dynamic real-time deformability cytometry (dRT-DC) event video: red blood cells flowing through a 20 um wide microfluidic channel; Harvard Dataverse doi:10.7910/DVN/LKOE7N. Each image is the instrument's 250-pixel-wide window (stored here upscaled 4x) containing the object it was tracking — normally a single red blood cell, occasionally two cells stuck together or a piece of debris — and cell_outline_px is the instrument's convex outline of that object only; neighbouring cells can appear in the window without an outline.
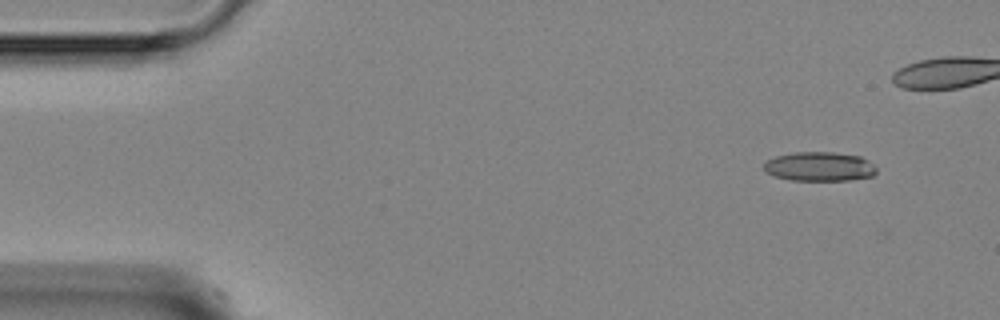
{"species": "Egyptian fruit bat (a non-hibernating species)", "species_latin": "Rousettus aegyptiacus", "temperature_condition": "room temperature", "stored_images_in_passage": 9, "camera_frame_rate_fps": 3000, "um_per_image_px": 0.085, "animal": {"sex": "female"}, "frame": {"image": 1, "passage_image": 1, "time_ms": 0.0, "image_size_px": [1000, 320], "cell_outline_px": [[876, 172], [872, 176], [848, 180], [792, 180], [776, 176], [768, 172], [764, 168], [764, 160], [776, 156], [792, 152], [832, 152], [860, 156], [876, 164]], "centroid_in_image_um": [69.67, 14.14], "position_along_channel_um": 15.3, "area_um2": 19.19}}
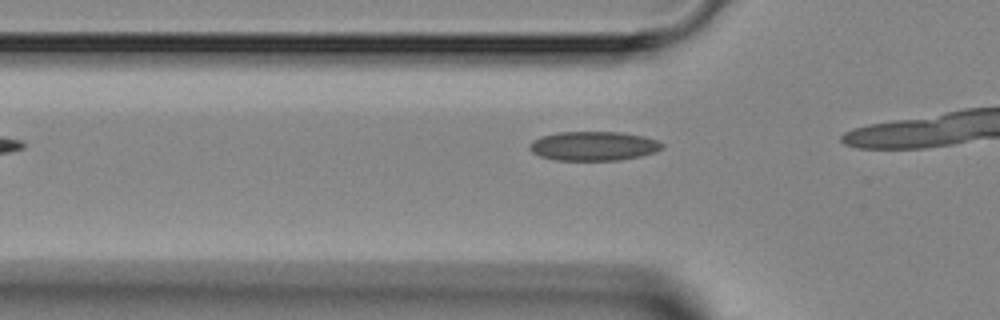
{"frame": {"image": 2, "passage_image": 6, "time_ms": 6.667, "image_size_px": [1000, 320], "cell_outline_px": [[664, 148], [656, 152], [640, 156], [620, 160], [556, 160], [540, 156], [532, 152], [528, 148], [528, 144], [532, 140], [540, 136], [556, 132], [620, 132], [644, 136], [656, 140], [664, 144]], "centroid_in_image_um": [50.43, 12.41], "position_along_channel_um": 75.4, "area_um2": 22.77}}
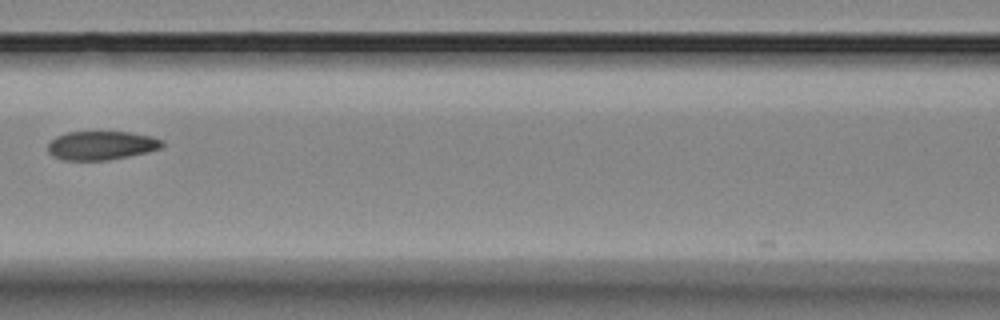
{"frame": {"image": 3, "passage_image": 8, "time_ms": 10.0, "image_size_px": [1000, 320], "cell_outline_px": [[164, 144], [160, 148], [148, 152], [108, 160], [64, 160], [52, 156], [48, 152], [48, 144], [56, 136], [68, 132], [128, 132], [152, 136], [164, 140]], "centroid_in_image_um": [8.63, 12.36], "position_along_channel_um": 158.0, "area_um2": 19.19}}